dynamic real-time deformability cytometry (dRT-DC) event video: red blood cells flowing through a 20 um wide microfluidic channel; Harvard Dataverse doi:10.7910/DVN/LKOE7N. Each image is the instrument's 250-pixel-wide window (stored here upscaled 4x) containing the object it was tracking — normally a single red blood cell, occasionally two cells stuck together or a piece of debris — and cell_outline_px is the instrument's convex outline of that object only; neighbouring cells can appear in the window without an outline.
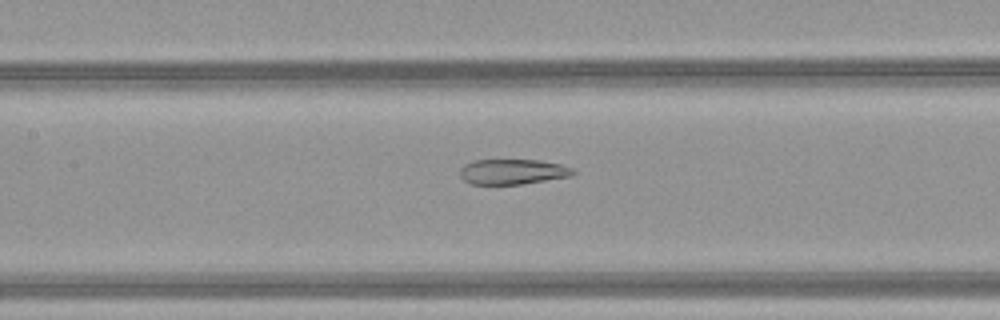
{"species": "common noctule bat (a hibernating species)", "species_latin": "Nyctalus noctula", "temperature_condition": "warm", "stored_images_in_passage": 51, "camera_frame_rate_fps": 3000, "um_per_image_px": 0.085, "animal": {"sex": "female", "body_mass_g": 21.9}, "frame": {"image": 1, "passage_image": 25, "time_ms": 8.0, "image_size_px": [1000, 320], "cell_outline_px": [[576, 172], [572, 176], [520, 184], [472, 184], [464, 180], [460, 176], [460, 168], [464, 164], [472, 160], [540, 160], [560, 164], [572, 168]], "centroid_in_image_um": [43.56, 14.59], "position_along_channel_um": 163.8, "area_um2": 16.65}}
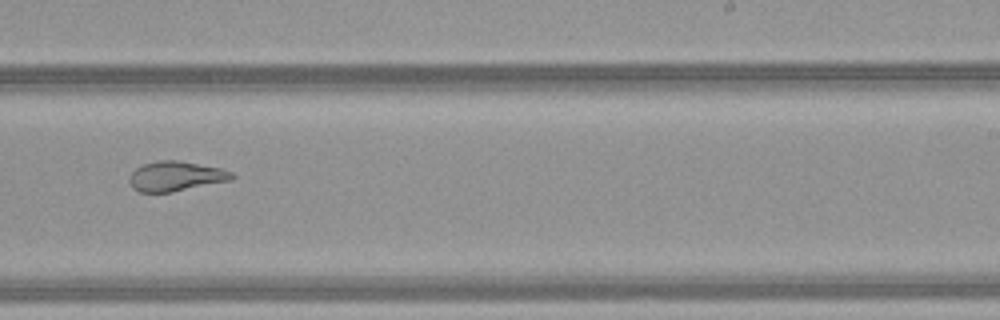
{"frame": {"image": 2, "passage_image": 33, "time_ms": 10.667, "image_size_px": [1000, 320], "cell_outline_px": [[236, 176], [232, 180], [172, 192], [140, 192], [132, 188], [128, 180], [132, 172], [136, 168], [144, 164], [160, 160], [176, 160], [220, 168], [232, 172]], "centroid_in_image_um": [14.94, 14.99], "position_along_channel_um": 274.1, "area_um2": 17.74}}
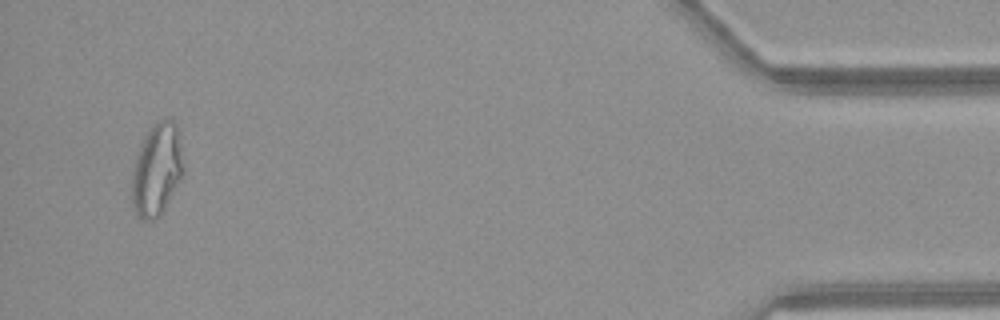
{"frame": {"image": 3, "passage_image": 49, "time_ms": 16.0, "image_size_px": [1000, 320], "cell_outline_px": [[184, 176], [160, 216], [152, 220], [144, 220], [136, 212], [132, 204], [132, 168], [140, 144], [144, 136], [152, 124], [168, 116], [172, 116], [176, 124], [180, 140], [184, 160]], "centroid_in_image_um": [13.36, 14.37], "position_along_channel_um": 421.8, "area_um2": 28.38}, "authors_computed_cell_mechanics": {"area_um2": 24.1026, "velocity_mm_per_s": 4.1555, "shape_relaxation_time_tau1_ms": null, "shape_relaxation_time_tau2_ms": 1.9405, "deformation_change_tau1": null, "deformation_change_tau2": 0.0979}}